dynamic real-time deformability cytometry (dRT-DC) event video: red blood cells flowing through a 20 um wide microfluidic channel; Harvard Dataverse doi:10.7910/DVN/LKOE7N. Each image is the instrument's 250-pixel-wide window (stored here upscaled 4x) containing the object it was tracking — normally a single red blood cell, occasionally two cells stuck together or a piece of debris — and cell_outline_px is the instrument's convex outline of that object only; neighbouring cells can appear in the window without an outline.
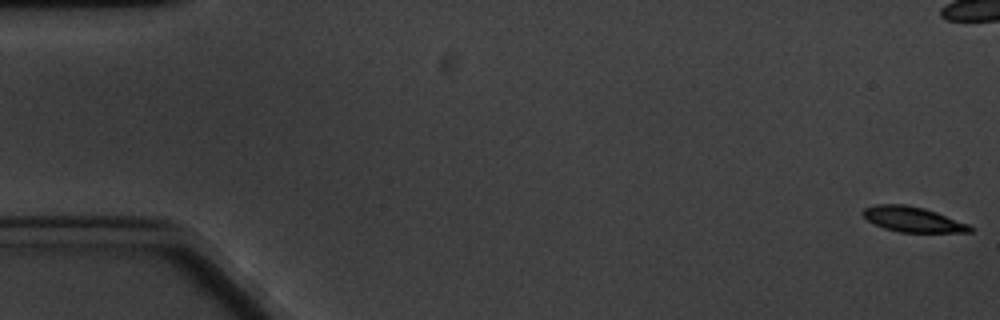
{"species": "common noctule bat (a hibernating species)", "species_latin": "Nyctalus noctula", "temperature_condition": "cold", "stored_images_in_passage": 63, "camera_frame_rate_fps": 3000, "um_per_image_px": 0.085, "animal": {"sex": "male", "body_mass_g": 20.1, "forearm_length_mm": 53.5}, "frame": {"image": 1, "passage_image": 1, "time_ms": 0.0, "image_size_px": [1000, 320], "cell_outline_px": [[972, 232], [900, 232], [884, 228], [868, 220], [860, 212], [864, 208], [876, 204], [904, 204], [924, 208], [936, 212], [968, 224], [972, 228]], "centroid_in_image_um": [77.55, 18.64], "position_along_channel_um": 7.4, "area_um2": 15.55}, "authors_computed_cell_mechanics": {"area_um2": 16.5886, "velocity_mm_per_s": 3.2397, "shape_relaxation_time_tau1_ms": 1.8284, "shape_relaxation_time_tau2_ms": null, "deformation_change_tau1": 0.1335, "deformation_change_tau2": null}}